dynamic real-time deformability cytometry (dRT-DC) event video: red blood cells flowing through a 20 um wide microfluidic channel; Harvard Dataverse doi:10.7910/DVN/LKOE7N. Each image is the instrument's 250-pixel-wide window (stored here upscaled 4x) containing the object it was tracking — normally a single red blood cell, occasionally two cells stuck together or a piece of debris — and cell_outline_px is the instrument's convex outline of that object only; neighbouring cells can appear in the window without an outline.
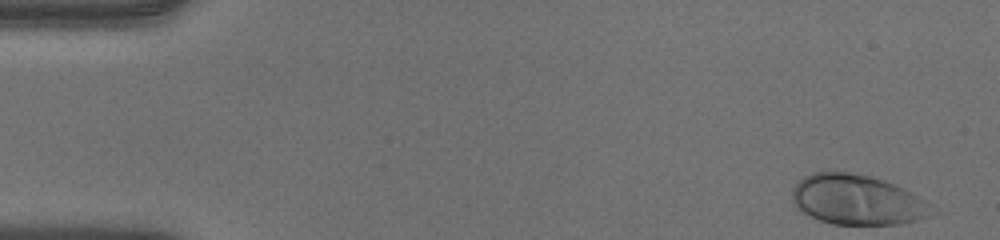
{"species": "human", "species_latin": "Homo sapiens", "temperature_condition": "warm", "stored_images_in_passage": 48, "camera_frame_rate_fps": 3000, "um_per_image_px": 0.085, "donor": {"sex": "male"}, "frame": {"image": 1, "passage_image": 1, "time_ms": 0.0, "image_size_px": [1000, 240], "cell_outline_px": [[928, 216], [916, 220], [900, 224], [832, 224], [820, 220], [796, 208], [792, 204], [792, 188], [804, 176], [812, 172], [832, 168], [868, 176], [884, 180], [904, 188], [912, 192], [916, 196]], "centroid_in_image_um": [72.66, 16.93], "position_along_channel_um": 12.3, "area_um2": 40.17}}
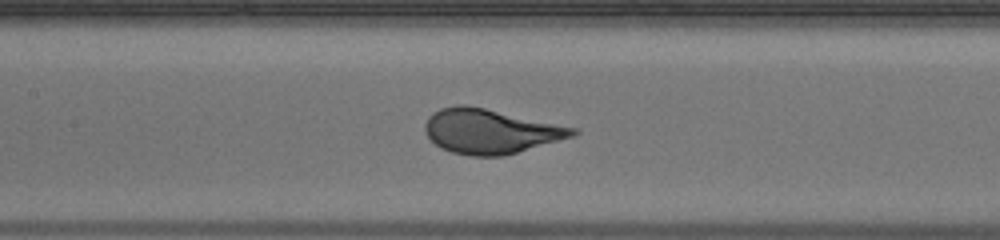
{"frame": {"image": 2, "passage_image": 22, "time_ms": 7.0, "image_size_px": [1000, 240], "cell_outline_px": [[580, 132], [576, 136], [504, 156], [472, 156], [452, 152], [440, 148], [428, 136], [424, 128], [424, 124], [428, 116], [432, 112], [440, 108], [456, 104], [464, 104], [484, 108], [580, 128]], "centroid_in_image_um": [41.72, 11.15], "position_along_channel_um": 165.7, "area_um2": 38.73}}
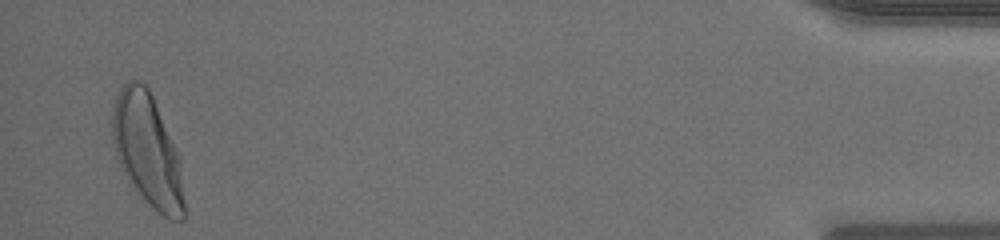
{"frame": {"image": 3, "passage_image": 47, "time_ms": 15.333, "image_size_px": [1000, 240], "cell_outline_px": [[184, 220], [168, 220], [148, 204], [128, 180], [116, 156], [112, 140], [112, 104], [120, 88], [128, 80], [136, 80], [144, 84], [148, 88], [152, 96], [180, 160], [184, 204]], "centroid_in_image_um": [12.51, 12.78], "position_along_channel_um": 422.7, "area_um2": 46.59}, "authors_computed_cell_mechanics": {"area_um2": 38.7549, "velocity_mm_per_s": 4.0534, "shape_relaxation_time_tau1_ms": 2.4402, "shape_relaxation_time_tau2_ms": null, "deformation_change_tau1": 0.1938, "deformation_change_tau2": null}}